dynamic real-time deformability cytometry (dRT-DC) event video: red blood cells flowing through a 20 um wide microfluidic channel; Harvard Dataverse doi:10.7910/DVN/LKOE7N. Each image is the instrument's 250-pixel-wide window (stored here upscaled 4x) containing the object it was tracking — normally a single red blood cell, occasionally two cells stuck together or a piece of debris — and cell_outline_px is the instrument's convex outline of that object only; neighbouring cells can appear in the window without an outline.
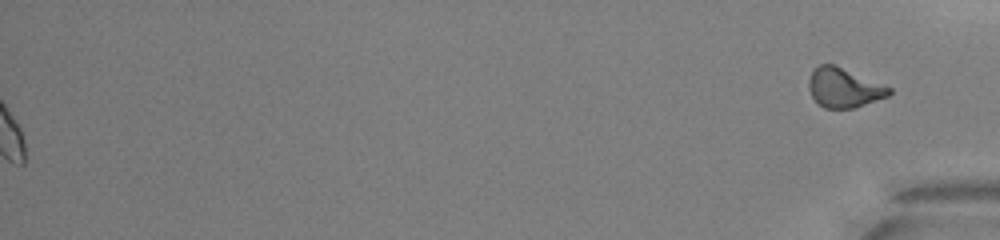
{"species": "common noctule bat (a hibernating species)", "species_latin": "Nyctalus noctula", "temperature_condition": "warm", "stored_images_in_passage": 44, "segment_of_instrument_passage": [2, 2], "camera_frame_rate_fps": 3000, "um_per_image_px": 0.085, "animal": {"sex": "male", "body_mass_g": 13.0, "forearm_length_mm": 53.1}, "frame": {"image": 1, "passage_image": 44, "time_ms": 14.333, "image_size_px": [1000, 240], "cell_outline_px": [[892, 92], [888, 96], [852, 108], [824, 108], [812, 96], [808, 88], [808, 80], [812, 72], [820, 64], [832, 64], [892, 88]], "centroid_in_image_um": [71.72, 7.47], "position_along_channel_um": 363.5, "area_um2": 17.98}}